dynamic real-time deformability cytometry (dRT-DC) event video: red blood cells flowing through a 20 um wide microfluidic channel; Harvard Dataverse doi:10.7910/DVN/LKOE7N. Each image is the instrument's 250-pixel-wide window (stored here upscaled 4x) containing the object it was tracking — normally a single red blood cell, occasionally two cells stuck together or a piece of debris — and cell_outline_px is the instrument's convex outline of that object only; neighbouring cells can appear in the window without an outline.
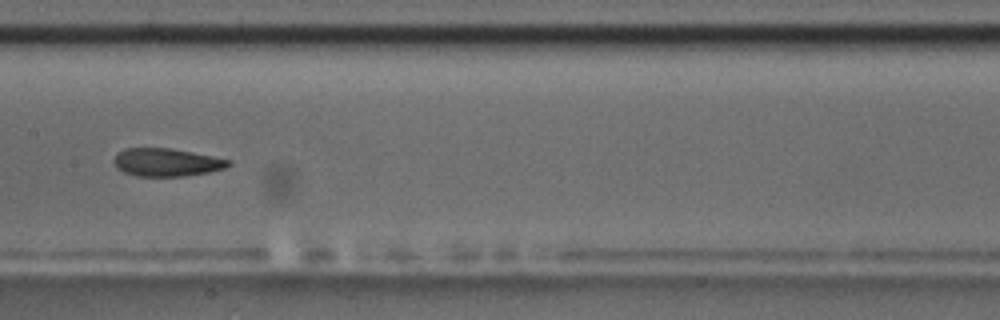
{"species": "common noctule bat (a hibernating species)", "species_latin": "Nyctalus noctula", "temperature_condition": "room temperature", "stored_images_in_passage": 9, "camera_frame_rate_fps": 3000, "um_per_image_px": 0.085, "animal": {"sex": "male", "body_mass_g": 17.5, "forearm_length_mm": 52.3}, "frame": {"image": 1, "passage_image": 9, "time_ms": 9.333, "image_size_px": [1000, 320], "cell_outline_px": [[232, 164], [224, 168], [208, 172], [184, 176], [136, 176], [124, 172], [116, 168], [112, 160], [124, 148], [168, 148], [192, 152], [232, 160]], "centroid_in_image_um": [14.15, 13.8], "position_along_channel_um": 193.2, "area_um2": 18.61}}